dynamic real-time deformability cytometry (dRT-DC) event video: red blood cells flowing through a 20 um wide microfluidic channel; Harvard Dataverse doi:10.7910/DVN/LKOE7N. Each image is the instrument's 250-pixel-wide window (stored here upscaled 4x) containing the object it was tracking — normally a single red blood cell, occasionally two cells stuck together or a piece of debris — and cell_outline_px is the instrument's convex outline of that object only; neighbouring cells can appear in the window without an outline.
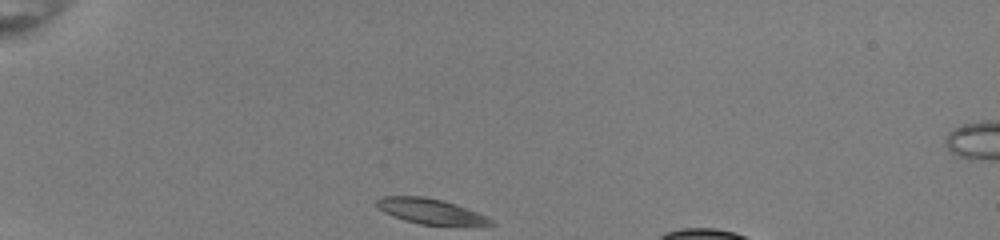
{"species": "common noctule bat (a hibernating species)", "species_latin": "Nyctalus noctula", "temperature_condition": "room temperature", "stored_images_in_passage": 39, "camera_frame_rate_fps": 3000, "um_per_image_px": 0.085, "animal": {"sex": "female", "body_mass_g": 22.0, "forearm_length_mm": 56.7}, "frame": {"image": 1, "passage_image": 1, "time_ms": 0.0, "image_size_px": [1000, 240], "cell_outline_px": [[496, 224], [420, 224], [404, 220], [384, 212], [376, 204], [376, 200], [384, 196], [420, 196], [440, 200], [476, 212], [492, 220]], "centroid_in_image_um": [36.49, 17.94], "position_along_channel_um": 48.5, "area_um2": 15.9}}
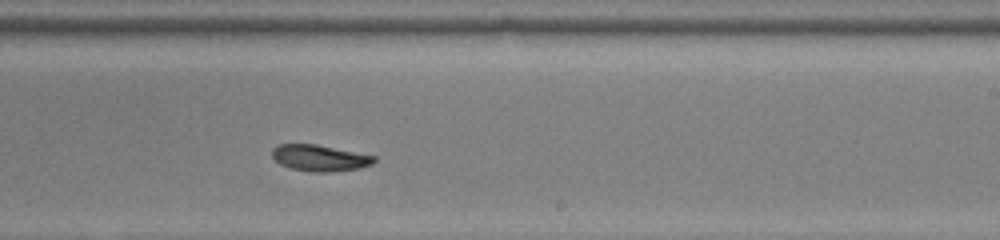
{"frame": {"image": 2, "passage_image": 20, "time_ms": 6.333, "image_size_px": [1000, 240], "cell_outline_px": [[376, 160], [372, 164], [356, 168], [324, 172], [312, 172], [292, 168], [280, 164], [272, 156], [272, 148], [280, 144], [316, 144], [376, 156]], "centroid_in_image_um": [27.16, 13.41], "position_along_channel_um": 261.8, "area_um2": 15.37}}
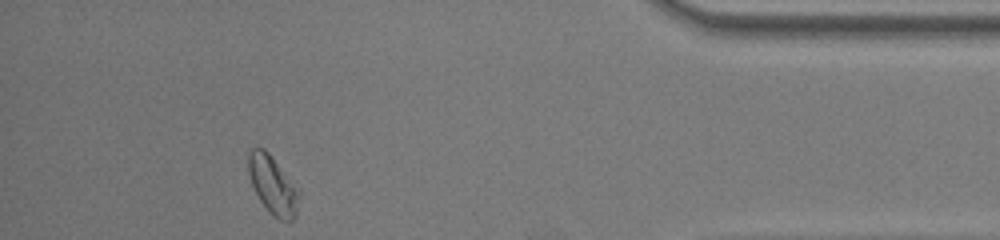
{"frame": {"image": 3, "passage_image": 34, "time_ms": 11.0, "image_size_px": [1000, 240], "cell_outline_px": [[300, 192], [296, 216], [288, 224], [280, 220], [260, 200], [252, 184], [248, 172], [248, 152], [252, 148], [264, 148], [268, 152]], "centroid_in_image_um": [23.19, 15.73], "position_along_channel_um": 412.0, "area_um2": 16.76}, "authors_computed_cell_mechanics": {"area_um2": 16.0684, "velocity_mm_per_s": 3.9658, "shape_relaxation_time_tau1_ms": 2.7647, "shape_relaxation_time_tau2_ms": 9.3068, "deformation_change_tau1": 0.0927, "deformation_change_tau2": 0.1732}}